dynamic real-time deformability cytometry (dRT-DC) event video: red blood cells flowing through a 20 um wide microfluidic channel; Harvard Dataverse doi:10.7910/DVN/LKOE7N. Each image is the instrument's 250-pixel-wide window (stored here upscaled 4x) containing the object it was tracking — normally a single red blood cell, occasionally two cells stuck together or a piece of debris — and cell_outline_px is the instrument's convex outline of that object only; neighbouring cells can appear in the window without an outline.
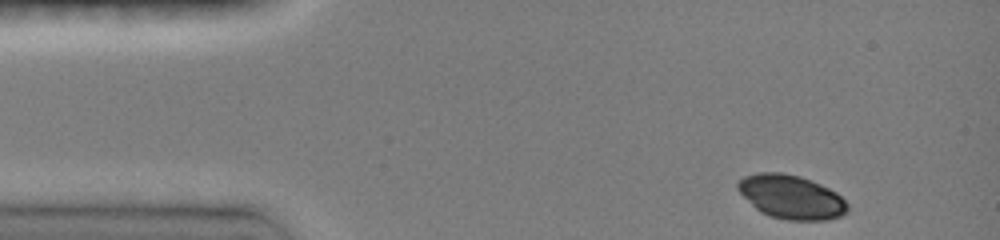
{"species": "common noctule bat (a hibernating species)", "species_latin": "Nyctalus noctula", "temperature_condition": "room temperature", "stored_images_in_passage": 27, "camera_frame_rate_fps": 3000, "um_per_image_px": 0.085, "animal": {"sex": "female", "body_mass_g": 19.0, "forearm_length_mm": 51.5}, "frame": {"image": 1, "passage_image": 1, "time_ms": 0.0, "image_size_px": [1000, 240], "cell_outline_px": [[848, 212], [840, 216], [828, 220], [788, 220], [772, 216], [760, 212], [736, 188], [736, 184], [744, 176], [760, 172], [780, 172], [800, 176], [820, 184], [836, 192], [848, 204]], "centroid_in_image_um": [67.26, 16.74], "position_along_channel_um": 17.7, "area_um2": 27.86}}
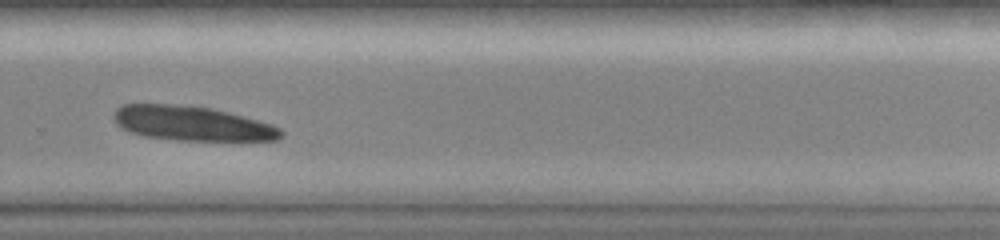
{"frame": {"image": 2, "passage_image": 19, "time_ms": 9.333, "image_size_px": [1000, 240], "cell_outline_px": [[284, 136], [276, 140], [180, 140], [144, 136], [128, 132], [120, 128], [116, 124], [112, 116], [116, 108], [124, 104], [168, 104], [212, 108], [244, 116], [272, 124], [280, 128], [284, 132]], "centroid_in_image_um": [16.3, 10.49], "position_along_channel_um": 313.5, "area_um2": 33.76}}
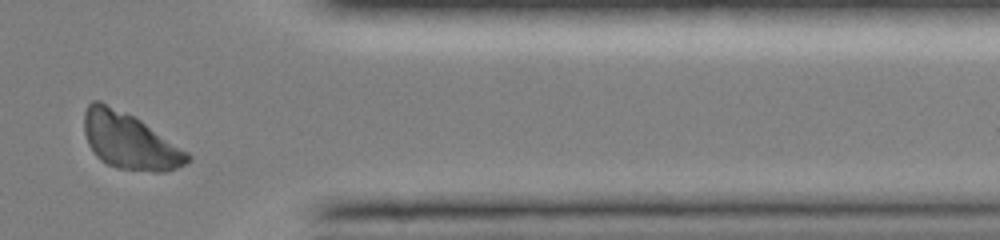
{"frame": {"image": 3, "passage_image": 24, "time_ms": 11.667, "image_size_px": [1000, 240], "cell_outline_px": [[192, 160], [176, 168], [164, 172], [152, 172], [116, 168], [100, 160], [96, 156], [88, 144], [84, 132], [84, 112], [88, 104], [92, 100], [100, 100], [136, 116], [188, 152], [192, 156]], "centroid_in_image_um": [11.01, 11.97], "position_along_channel_um": 400.4, "area_um2": 34.28}}